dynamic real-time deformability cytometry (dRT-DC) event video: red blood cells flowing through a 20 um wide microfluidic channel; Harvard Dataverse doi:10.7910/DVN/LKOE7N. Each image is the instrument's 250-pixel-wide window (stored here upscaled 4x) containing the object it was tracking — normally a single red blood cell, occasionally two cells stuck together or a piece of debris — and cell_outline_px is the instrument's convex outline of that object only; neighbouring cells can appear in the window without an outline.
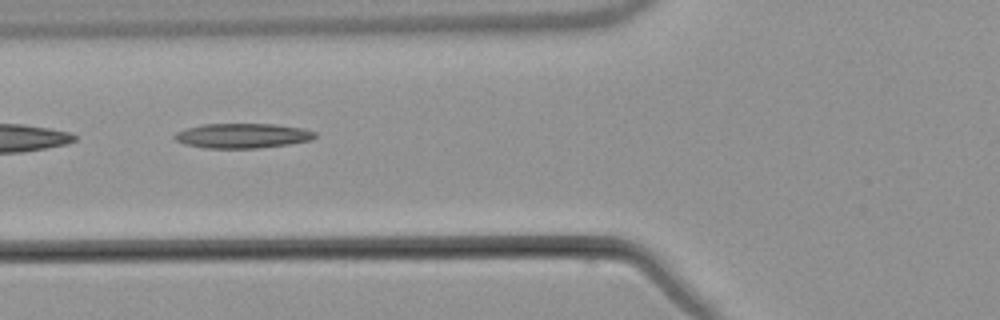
{"species": "common noctule bat (a hibernating species)", "species_latin": "Nyctalus noctula", "temperature_condition": "warm", "stored_images_in_passage": 6, "camera_frame_rate_fps": 3000, "um_per_image_px": 0.085, "animal": {"sex": "male", "body_mass_g": 21.5, "forearm_length_mm": 52.0}, "frame": {"image": 1, "passage_image": 5, "time_ms": 4.667, "image_size_px": [1000, 320], "cell_outline_px": [[316, 136], [312, 140], [288, 144], [256, 148], [208, 148], [184, 144], [176, 140], [172, 136], [176, 132], [184, 128], [204, 124], [276, 124], [300, 128], [316, 132]], "centroid_in_image_um": [20.58, 11.53], "position_along_channel_um": 105.2, "area_um2": 20.23}}
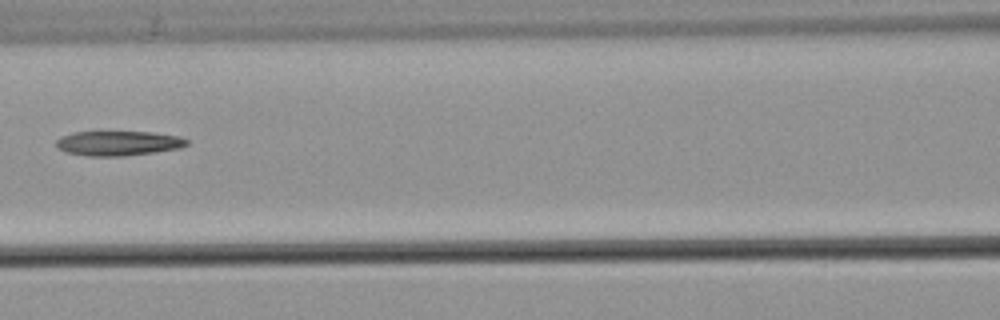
{"frame": {"image": 2, "passage_image": 6, "time_ms": 6.0, "image_size_px": [1000, 320], "cell_outline_px": [[188, 144], [180, 148], [156, 152], [124, 156], [88, 156], [64, 152], [56, 148], [56, 140], [60, 136], [72, 132], [152, 132], [180, 136], [188, 140]], "centroid_in_image_um": [10.03, 12.18], "position_along_channel_um": 156.6, "area_um2": 19.02}}